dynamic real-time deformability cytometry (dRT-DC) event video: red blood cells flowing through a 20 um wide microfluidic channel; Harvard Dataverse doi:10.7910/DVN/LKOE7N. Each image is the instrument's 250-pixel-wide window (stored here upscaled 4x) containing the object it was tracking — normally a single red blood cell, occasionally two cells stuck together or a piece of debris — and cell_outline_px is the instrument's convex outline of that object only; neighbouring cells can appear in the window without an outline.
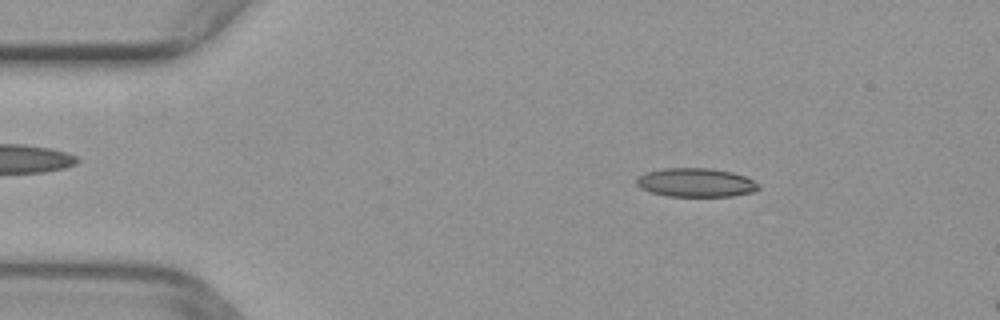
{"species": "common noctule bat (a hibernating species)", "species_latin": "Nyctalus noctula", "temperature_condition": "warm", "stored_images_in_passage": 12, "camera_frame_rate_fps": 3000, "um_per_image_px": 0.085, "animal": {"sex": "female", "body_mass_g": 29.2, "forearm_length_mm": 56.3}, "frame": {"image": 1, "passage_image": 6, "time_ms": 1.667, "image_size_px": [1000, 320], "cell_outline_px": [[760, 188], [756, 192], [732, 196], [668, 196], [652, 192], [640, 188], [636, 184], [636, 180], [640, 176], [648, 172], [664, 168], [712, 168], [732, 172], [744, 176], [760, 184]], "centroid_in_image_um": [59.2, 15.52], "position_along_channel_um": 25.8, "area_um2": 20.46}}